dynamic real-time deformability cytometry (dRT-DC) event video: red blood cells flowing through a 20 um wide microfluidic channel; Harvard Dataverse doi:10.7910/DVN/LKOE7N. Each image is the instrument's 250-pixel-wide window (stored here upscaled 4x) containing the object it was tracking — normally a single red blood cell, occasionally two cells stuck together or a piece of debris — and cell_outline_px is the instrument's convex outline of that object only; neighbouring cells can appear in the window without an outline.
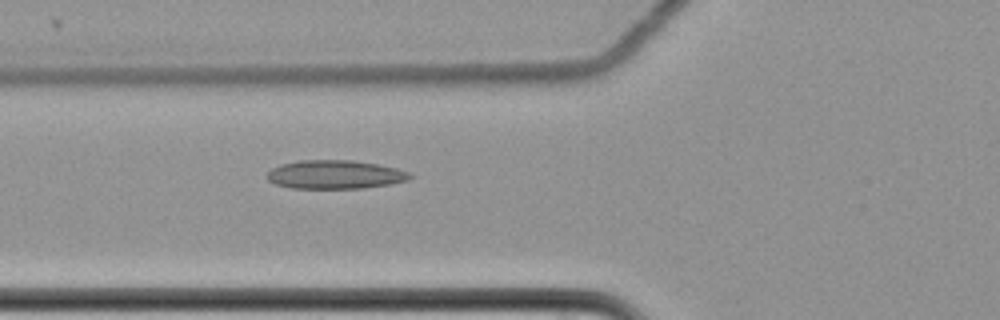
{"species": "common noctule bat (a hibernating species)", "species_latin": "Nyctalus noctula", "temperature_condition": "cold", "stored_images_in_passage": 59, "camera_frame_rate_fps": 3000, "um_per_image_px": 0.085, "animal": {"sex": "female", "body_mass_g": 22.7, "forearm_length_mm": 54.2}, "frame": {"image": 1, "passage_image": 23, "time_ms": 7.333, "image_size_px": [1000, 320], "cell_outline_px": [[416, 176], [408, 180], [388, 184], [364, 188], [292, 188], [276, 184], [268, 180], [264, 176], [272, 168], [280, 164], [296, 160], [352, 160], [376, 164], [396, 168], [412, 172]], "centroid_in_image_um": [28.48, 14.83], "position_along_channel_um": 97.3, "area_um2": 24.04}}
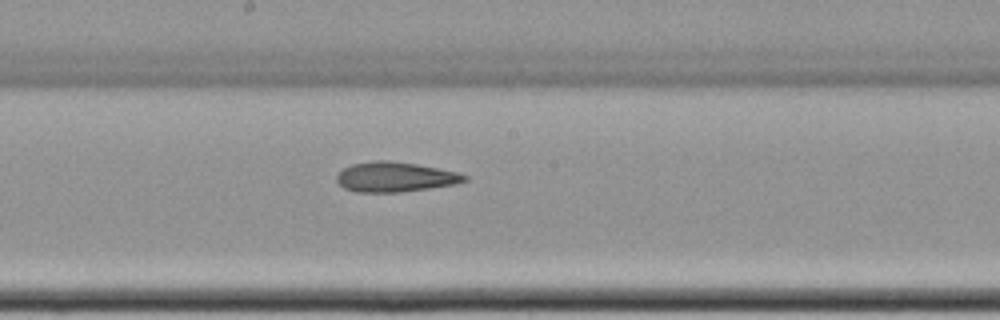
{"frame": {"image": 2, "passage_image": 33, "time_ms": 10.667, "image_size_px": [1000, 320], "cell_outline_px": [[468, 180], [456, 184], [400, 192], [356, 192], [344, 188], [336, 180], [336, 176], [344, 168], [352, 164], [372, 160], [388, 160], [416, 164], [456, 172], [468, 176]], "centroid_in_image_um": [33.56, 15.04], "position_along_channel_um": 214.6, "area_um2": 22.14}}
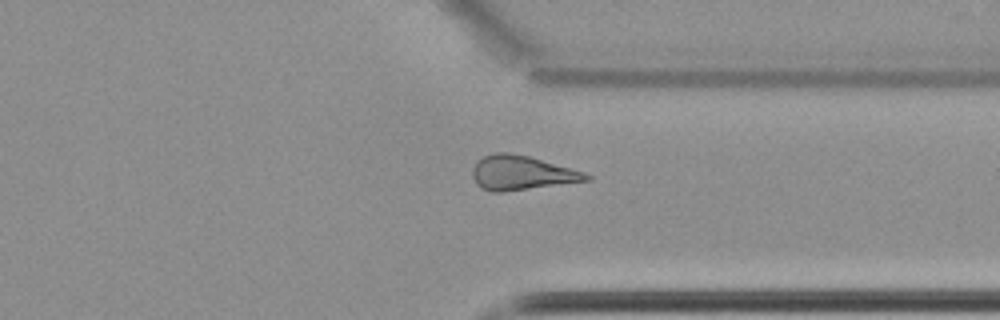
{"frame": {"image": 3, "passage_image": 46, "time_ms": 15.0, "image_size_px": [1000, 320], "cell_outline_px": [[592, 180], [500, 192], [492, 192], [480, 188], [476, 184], [472, 176], [472, 168], [476, 160], [484, 156], [496, 152], [508, 152], [528, 156], [584, 172], [592, 176]], "centroid_in_image_um": [44.29, 14.69], "position_along_channel_um": 367.1, "area_um2": 22.72}, "authors_computed_cell_mechanics": {"area_um2": 24.0448, "velocity_mm_per_s": 3.5116, "shape_relaxation_time_tau1_ms": 6.3693, "shape_relaxation_time_tau2_ms": 8.274, "deformation_change_tau1": 0.1156, "deformation_change_tau2": 0.1864}}